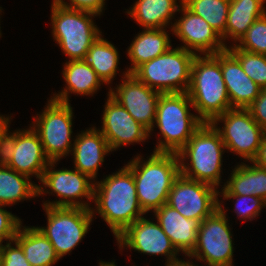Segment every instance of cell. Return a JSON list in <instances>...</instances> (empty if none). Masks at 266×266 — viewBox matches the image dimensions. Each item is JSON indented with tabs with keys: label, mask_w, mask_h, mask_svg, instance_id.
<instances>
[{
	"label": "cell",
	"mask_w": 266,
	"mask_h": 266,
	"mask_svg": "<svg viewBox=\"0 0 266 266\" xmlns=\"http://www.w3.org/2000/svg\"><path fill=\"white\" fill-rule=\"evenodd\" d=\"M93 199L96 211L115 238L145 214L138 201L133 173L126 165L103 181L94 183Z\"/></svg>",
	"instance_id": "6da1fadb"
},
{
	"label": "cell",
	"mask_w": 266,
	"mask_h": 266,
	"mask_svg": "<svg viewBox=\"0 0 266 266\" xmlns=\"http://www.w3.org/2000/svg\"><path fill=\"white\" fill-rule=\"evenodd\" d=\"M187 94L203 123H211L232 108L223 80L220 52L204 57L199 53L194 57Z\"/></svg>",
	"instance_id": "7a4b0ae2"
},
{
	"label": "cell",
	"mask_w": 266,
	"mask_h": 266,
	"mask_svg": "<svg viewBox=\"0 0 266 266\" xmlns=\"http://www.w3.org/2000/svg\"><path fill=\"white\" fill-rule=\"evenodd\" d=\"M141 159L142 156H138L126 166L133 173L143 212H154L168 201L172 184L180 175L179 159L177 153L165 152H153L144 162Z\"/></svg>",
	"instance_id": "3957f363"
},
{
	"label": "cell",
	"mask_w": 266,
	"mask_h": 266,
	"mask_svg": "<svg viewBox=\"0 0 266 266\" xmlns=\"http://www.w3.org/2000/svg\"><path fill=\"white\" fill-rule=\"evenodd\" d=\"M224 149L225 145L216 128L211 123H203L177 153L180 174L217 188L220 185ZM186 158L190 160V167L189 163L187 167L183 162Z\"/></svg>",
	"instance_id": "277c9868"
},
{
	"label": "cell",
	"mask_w": 266,
	"mask_h": 266,
	"mask_svg": "<svg viewBox=\"0 0 266 266\" xmlns=\"http://www.w3.org/2000/svg\"><path fill=\"white\" fill-rule=\"evenodd\" d=\"M190 105L193 106L187 92L160 95L155 123L164 141L158 142L154 152L178 153L203 124L197 115L189 112Z\"/></svg>",
	"instance_id": "5b68a950"
},
{
	"label": "cell",
	"mask_w": 266,
	"mask_h": 266,
	"mask_svg": "<svg viewBox=\"0 0 266 266\" xmlns=\"http://www.w3.org/2000/svg\"><path fill=\"white\" fill-rule=\"evenodd\" d=\"M195 53L182 47L170 48L138 66L131 74L161 94L187 92Z\"/></svg>",
	"instance_id": "8992f818"
},
{
	"label": "cell",
	"mask_w": 266,
	"mask_h": 266,
	"mask_svg": "<svg viewBox=\"0 0 266 266\" xmlns=\"http://www.w3.org/2000/svg\"><path fill=\"white\" fill-rule=\"evenodd\" d=\"M51 12L52 33L64 54L70 61L85 60L91 45L101 35L91 18L96 14L55 3H52Z\"/></svg>",
	"instance_id": "52a82bcc"
},
{
	"label": "cell",
	"mask_w": 266,
	"mask_h": 266,
	"mask_svg": "<svg viewBox=\"0 0 266 266\" xmlns=\"http://www.w3.org/2000/svg\"><path fill=\"white\" fill-rule=\"evenodd\" d=\"M47 227H37L51 242L59 258L68 254L87 234L94 210L79 207L44 206Z\"/></svg>",
	"instance_id": "ba28073f"
},
{
	"label": "cell",
	"mask_w": 266,
	"mask_h": 266,
	"mask_svg": "<svg viewBox=\"0 0 266 266\" xmlns=\"http://www.w3.org/2000/svg\"><path fill=\"white\" fill-rule=\"evenodd\" d=\"M32 126L38 134L44 148V152L50 161L58 162L63 156H67L72 150V118L73 112L70 103H62L52 98L48 101L42 114Z\"/></svg>",
	"instance_id": "9c48e42d"
},
{
	"label": "cell",
	"mask_w": 266,
	"mask_h": 266,
	"mask_svg": "<svg viewBox=\"0 0 266 266\" xmlns=\"http://www.w3.org/2000/svg\"><path fill=\"white\" fill-rule=\"evenodd\" d=\"M218 201V209L200 224L197 243L188 257L204 261L207 266H233V244L226 212Z\"/></svg>",
	"instance_id": "30bf717a"
},
{
	"label": "cell",
	"mask_w": 266,
	"mask_h": 266,
	"mask_svg": "<svg viewBox=\"0 0 266 266\" xmlns=\"http://www.w3.org/2000/svg\"><path fill=\"white\" fill-rule=\"evenodd\" d=\"M224 122L222 129L217 122ZM211 124L219 132L225 148L250 160L256 157L266 131L251 116L247 108H231L216 117Z\"/></svg>",
	"instance_id": "8fae6325"
},
{
	"label": "cell",
	"mask_w": 266,
	"mask_h": 266,
	"mask_svg": "<svg viewBox=\"0 0 266 266\" xmlns=\"http://www.w3.org/2000/svg\"><path fill=\"white\" fill-rule=\"evenodd\" d=\"M216 187L183 177L181 174L174 180L169 192L167 204L185 218L201 223L218 209Z\"/></svg>",
	"instance_id": "7c38bea8"
},
{
	"label": "cell",
	"mask_w": 266,
	"mask_h": 266,
	"mask_svg": "<svg viewBox=\"0 0 266 266\" xmlns=\"http://www.w3.org/2000/svg\"><path fill=\"white\" fill-rule=\"evenodd\" d=\"M55 163L56 161H51L48 164L40 182L61 199L54 202H44L43 206L91 209L88 203L76 201L83 196L88 200H93L94 183L91 179L77 169L73 171L68 169L52 170Z\"/></svg>",
	"instance_id": "4fadbf2b"
},
{
	"label": "cell",
	"mask_w": 266,
	"mask_h": 266,
	"mask_svg": "<svg viewBox=\"0 0 266 266\" xmlns=\"http://www.w3.org/2000/svg\"><path fill=\"white\" fill-rule=\"evenodd\" d=\"M124 76L123 82L115 88L116 92L111 88L108 95L123 106L149 132L153 131L157 102L161 93L149 88L127 71Z\"/></svg>",
	"instance_id": "5bb4252c"
},
{
	"label": "cell",
	"mask_w": 266,
	"mask_h": 266,
	"mask_svg": "<svg viewBox=\"0 0 266 266\" xmlns=\"http://www.w3.org/2000/svg\"><path fill=\"white\" fill-rule=\"evenodd\" d=\"M119 247H128L148 255H165L167 264L179 261L178 251L172 245L159 223L144 217L137 219L116 237Z\"/></svg>",
	"instance_id": "9a60e30c"
},
{
	"label": "cell",
	"mask_w": 266,
	"mask_h": 266,
	"mask_svg": "<svg viewBox=\"0 0 266 266\" xmlns=\"http://www.w3.org/2000/svg\"><path fill=\"white\" fill-rule=\"evenodd\" d=\"M183 11L176 23L171 26L172 32L184 43L181 46L185 50L197 55V51L203 55H214L226 50L228 47L222 41V37L213 29L201 16L194 14L184 4L183 0L179 1ZM194 49V51L192 50Z\"/></svg>",
	"instance_id": "2e32d148"
},
{
	"label": "cell",
	"mask_w": 266,
	"mask_h": 266,
	"mask_svg": "<svg viewBox=\"0 0 266 266\" xmlns=\"http://www.w3.org/2000/svg\"><path fill=\"white\" fill-rule=\"evenodd\" d=\"M100 132L107 140L111 152L122 145L143 142L151 134L110 95L107 99Z\"/></svg>",
	"instance_id": "e0dca14e"
},
{
	"label": "cell",
	"mask_w": 266,
	"mask_h": 266,
	"mask_svg": "<svg viewBox=\"0 0 266 266\" xmlns=\"http://www.w3.org/2000/svg\"><path fill=\"white\" fill-rule=\"evenodd\" d=\"M50 162L38 134L31 126L28 130L16 131L14 153L6 166L29 177L35 175L41 181Z\"/></svg>",
	"instance_id": "ac0fdd59"
},
{
	"label": "cell",
	"mask_w": 266,
	"mask_h": 266,
	"mask_svg": "<svg viewBox=\"0 0 266 266\" xmlns=\"http://www.w3.org/2000/svg\"><path fill=\"white\" fill-rule=\"evenodd\" d=\"M220 64L231 107H249L262 88L246 75L238 59L228 49L220 52Z\"/></svg>",
	"instance_id": "d6986e66"
},
{
	"label": "cell",
	"mask_w": 266,
	"mask_h": 266,
	"mask_svg": "<svg viewBox=\"0 0 266 266\" xmlns=\"http://www.w3.org/2000/svg\"><path fill=\"white\" fill-rule=\"evenodd\" d=\"M110 151L107 140L96 127L83 131L78 134L72 147L74 168L94 181L104 156Z\"/></svg>",
	"instance_id": "ffe728a7"
},
{
	"label": "cell",
	"mask_w": 266,
	"mask_h": 266,
	"mask_svg": "<svg viewBox=\"0 0 266 266\" xmlns=\"http://www.w3.org/2000/svg\"><path fill=\"white\" fill-rule=\"evenodd\" d=\"M157 223L171 240L172 245L179 252L187 256L193 251L197 243L199 222L185 218L167 203L154 211Z\"/></svg>",
	"instance_id": "44dd1931"
},
{
	"label": "cell",
	"mask_w": 266,
	"mask_h": 266,
	"mask_svg": "<svg viewBox=\"0 0 266 266\" xmlns=\"http://www.w3.org/2000/svg\"><path fill=\"white\" fill-rule=\"evenodd\" d=\"M63 78L66 88L52 97L53 100L69 103L68 94L92 95L100 88L102 80L85 60H72L64 65Z\"/></svg>",
	"instance_id": "7402d4cb"
},
{
	"label": "cell",
	"mask_w": 266,
	"mask_h": 266,
	"mask_svg": "<svg viewBox=\"0 0 266 266\" xmlns=\"http://www.w3.org/2000/svg\"><path fill=\"white\" fill-rule=\"evenodd\" d=\"M165 29H144L132 41L128 56L132 62L131 68L127 70L131 74L138 66L148 62L171 48L170 38Z\"/></svg>",
	"instance_id": "603a6c76"
},
{
	"label": "cell",
	"mask_w": 266,
	"mask_h": 266,
	"mask_svg": "<svg viewBox=\"0 0 266 266\" xmlns=\"http://www.w3.org/2000/svg\"><path fill=\"white\" fill-rule=\"evenodd\" d=\"M19 227L14 238L23 249L25 258L31 266H51L60 258L51 242L37 227Z\"/></svg>",
	"instance_id": "cb8c5ba5"
},
{
	"label": "cell",
	"mask_w": 266,
	"mask_h": 266,
	"mask_svg": "<svg viewBox=\"0 0 266 266\" xmlns=\"http://www.w3.org/2000/svg\"><path fill=\"white\" fill-rule=\"evenodd\" d=\"M226 182L222 194L253 195L266 202V170L254 163L237 165Z\"/></svg>",
	"instance_id": "d4e9b609"
},
{
	"label": "cell",
	"mask_w": 266,
	"mask_h": 266,
	"mask_svg": "<svg viewBox=\"0 0 266 266\" xmlns=\"http://www.w3.org/2000/svg\"><path fill=\"white\" fill-rule=\"evenodd\" d=\"M29 178L6 165H0V204L5 207L45 192L50 194L43 187L30 182Z\"/></svg>",
	"instance_id": "484cf974"
},
{
	"label": "cell",
	"mask_w": 266,
	"mask_h": 266,
	"mask_svg": "<svg viewBox=\"0 0 266 266\" xmlns=\"http://www.w3.org/2000/svg\"><path fill=\"white\" fill-rule=\"evenodd\" d=\"M266 0H230L225 39L230 37L239 41L248 28L266 11L263 4Z\"/></svg>",
	"instance_id": "4316f807"
},
{
	"label": "cell",
	"mask_w": 266,
	"mask_h": 266,
	"mask_svg": "<svg viewBox=\"0 0 266 266\" xmlns=\"http://www.w3.org/2000/svg\"><path fill=\"white\" fill-rule=\"evenodd\" d=\"M177 0H138L135 5L128 10L135 21L144 29H163L168 25L175 12H179L180 6Z\"/></svg>",
	"instance_id": "83f0119b"
},
{
	"label": "cell",
	"mask_w": 266,
	"mask_h": 266,
	"mask_svg": "<svg viewBox=\"0 0 266 266\" xmlns=\"http://www.w3.org/2000/svg\"><path fill=\"white\" fill-rule=\"evenodd\" d=\"M85 61L97 73L102 83L109 84L118 69L119 54L113 44L99 36L87 52Z\"/></svg>",
	"instance_id": "f1b7e54d"
},
{
	"label": "cell",
	"mask_w": 266,
	"mask_h": 266,
	"mask_svg": "<svg viewBox=\"0 0 266 266\" xmlns=\"http://www.w3.org/2000/svg\"><path fill=\"white\" fill-rule=\"evenodd\" d=\"M183 4L201 16L225 40L230 0H183Z\"/></svg>",
	"instance_id": "f546056e"
},
{
	"label": "cell",
	"mask_w": 266,
	"mask_h": 266,
	"mask_svg": "<svg viewBox=\"0 0 266 266\" xmlns=\"http://www.w3.org/2000/svg\"><path fill=\"white\" fill-rule=\"evenodd\" d=\"M239 61L246 75L262 89L266 88V55L252 53L235 46L227 48Z\"/></svg>",
	"instance_id": "4dcf8cb0"
},
{
	"label": "cell",
	"mask_w": 266,
	"mask_h": 266,
	"mask_svg": "<svg viewBox=\"0 0 266 266\" xmlns=\"http://www.w3.org/2000/svg\"><path fill=\"white\" fill-rule=\"evenodd\" d=\"M234 45L238 49L266 55V13L258 18Z\"/></svg>",
	"instance_id": "1f68e13d"
},
{
	"label": "cell",
	"mask_w": 266,
	"mask_h": 266,
	"mask_svg": "<svg viewBox=\"0 0 266 266\" xmlns=\"http://www.w3.org/2000/svg\"><path fill=\"white\" fill-rule=\"evenodd\" d=\"M224 199L235 198V212L242 219H253L259 216L261 209L266 207V202L261 198L255 197L253 195H237V194H223ZM246 200L250 201L249 204L244 203ZM243 203V204H241ZM243 205V206H242Z\"/></svg>",
	"instance_id": "d6a6232c"
},
{
	"label": "cell",
	"mask_w": 266,
	"mask_h": 266,
	"mask_svg": "<svg viewBox=\"0 0 266 266\" xmlns=\"http://www.w3.org/2000/svg\"><path fill=\"white\" fill-rule=\"evenodd\" d=\"M13 243L15 247L11 246L10 241L5 246L0 244V266H31L21 246L16 241Z\"/></svg>",
	"instance_id": "836d02e7"
},
{
	"label": "cell",
	"mask_w": 266,
	"mask_h": 266,
	"mask_svg": "<svg viewBox=\"0 0 266 266\" xmlns=\"http://www.w3.org/2000/svg\"><path fill=\"white\" fill-rule=\"evenodd\" d=\"M3 206L0 204V244L4 239L13 242L21 226V220L9 211L2 209Z\"/></svg>",
	"instance_id": "e575fe53"
},
{
	"label": "cell",
	"mask_w": 266,
	"mask_h": 266,
	"mask_svg": "<svg viewBox=\"0 0 266 266\" xmlns=\"http://www.w3.org/2000/svg\"><path fill=\"white\" fill-rule=\"evenodd\" d=\"M105 0H70V4L63 0H53V3L60 6L76 9L79 11L91 12L100 15L105 5Z\"/></svg>",
	"instance_id": "d590c367"
},
{
	"label": "cell",
	"mask_w": 266,
	"mask_h": 266,
	"mask_svg": "<svg viewBox=\"0 0 266 266\" xmlns=\"http://www.w3.org/2000/svg\"><path fill=\"white\" fill-rule=\"evenodd\" d=\"M8 128L9 125L0 133V165H7L10 162L16 144V132L9 135Z\"/></svg>",
	"instance_id": "8d00e7d4"
},
{
	"label": "cell",
	"mask_w": 266,
	"mask_h": 266,
	"mask_svg": "<svg viewBox=\"0 0 266 266\" xmlns=\"http://www.w3.org/2000/svg\"><path fill=\"white\" fill-rule=\"evenodd\" d=\"M247 109L257 124L266 131V88L261 90L260 94Z\"/></svg>",
	"instance_id": "74e56055"
},
{
	"label": "cell",
	"mask_w": 266,
	"mask_h": 266,
	"mask_svg": "<svg viewBox=\"0 0 266 266\" xmlns=\"http://www.w3.org/2000/svg\"><path fill=\"white\" fill-rule=\"evenodd\" d=\"M251 162L259 168L266 170V135L262 139V143L258 149L256 157Z\"/></svg>",
	"instance_id": "f35d334b"
},
{
	"label": "cell",
	"mask_w": 266,
	"mask_h": 266,
	"mask_svg": "<svg viewBox=\"0 0 266 266\" xmlns=\"http://www.w3.org/2000/svg\"><path fill=\"white\" fill-rule=\"evenodd\" d=\"M166 266H195V264L190 261L185 262L184 260H179L173 263L166 264Z\"/></svg>",
	"instance_id": "ab89813d"
},
{
	"label": "cell",
	"mask_w": 266,
	"mask_h": 266,
	"mask_svg": "<svg viewBox=\"0 0 266 266\" xmlns=\"http://www.w3.org/2000/svg\"><path fill=\"white\" fill-rule=\"evenodd\" d=\"M9 117L5 118L0 115V133L5 129L7 125H9Z\"/></svg>",
	"instance_id": "60d3db41"
},
{
	"label": "cell",
	"mask_w": 266,
	"mask_h": 266,
	"mask_svg": "<svg viewBox=\"0 0 266 266\" xmlns=\"http://www.w3.org/2000/svg\"><path fill=\"white\" fill-rule=\"evenodd\" d=\"M99 266H116V265L114 264V262H108V263L106 262L105 263L102 261L99 263Z\"/></svg>",
	"instance_id": "b9f144b4"
}]
</instances>
